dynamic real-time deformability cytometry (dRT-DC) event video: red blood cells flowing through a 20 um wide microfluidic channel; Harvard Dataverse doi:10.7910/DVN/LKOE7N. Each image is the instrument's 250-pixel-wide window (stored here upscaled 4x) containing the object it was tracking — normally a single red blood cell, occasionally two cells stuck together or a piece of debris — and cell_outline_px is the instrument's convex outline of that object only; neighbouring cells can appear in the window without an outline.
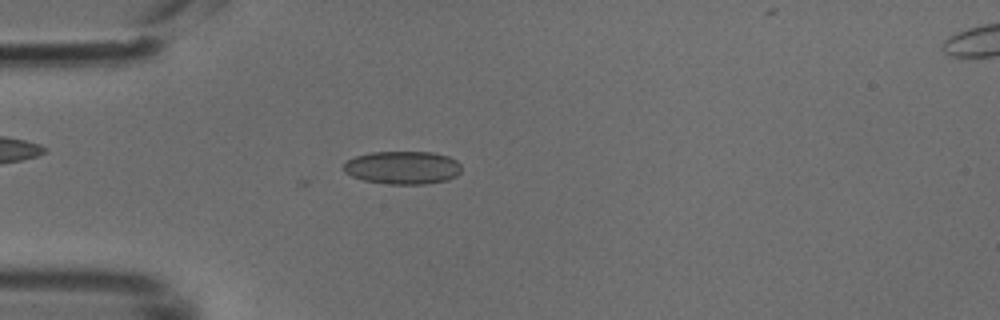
{"species": "common noctule bat (a hibernating species)", "species_latin": "Nyctalus noctula", "temperature_condition": "cold", "stored_images_in_passage": 38, "camera_frame_rate_fps": 3000, "um_per_image_px": 0.085, "animal": {"sex": "male", "body_mass_g": 18.8}, "frame": {"image": 1, "passage_image": 3, "time_ms": 0.667, "image_size_px": [1000, 320], "cell_outline_px": [[460, 172], [456, 176], [448, 180], [424, 184], [388, 184], [364, 180], [352, 176], [344, 172], [344, 164], [348, 160], [356, 156], [372, 152], [432, 152], [448, 156], [456, 160], [460, 164]], "centroid_in_image_um": [34.24, 14.25], "position_along_channel_um": 50.8, "area_um2": 22.66}}
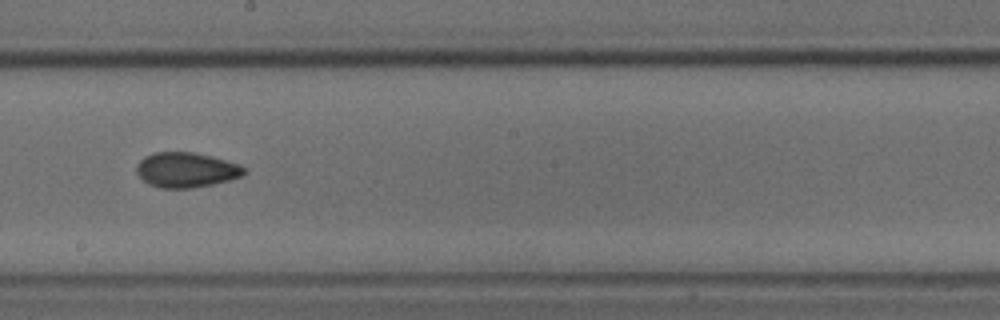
{"frame": {"image": 2, "passage_image": 17, "time_ms": 5.333, "image_size_px": [1000, 320], "cell_outline_px": [[244, 176], [212, 184], [188, 188], [160, 188], [148, 184], [136, 172], [136, 164], [144, 156], [156, 152], [192, 152], [212, 156], [240, 164], [244, 168]], "centroid_in_image_um": [15.81, 14.43], "position_along_channel_um": 232.4, "area_um2": 21.91}}
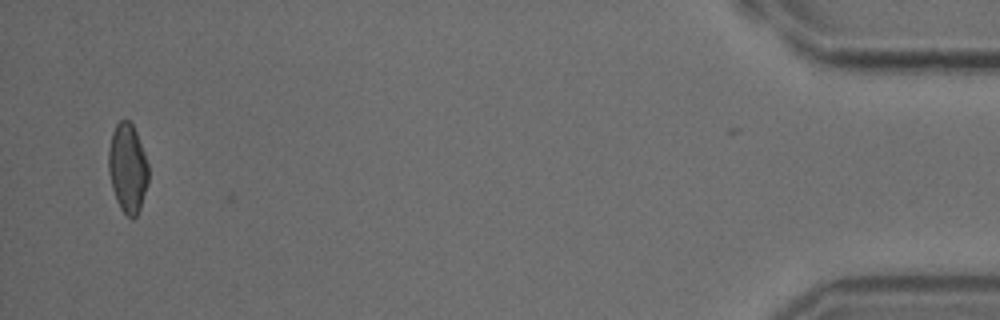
{"frame": {"image": 3, "passage_image": 37, "time_ms": 12.0, "image_size_px": [1000, 320], "cell_outline_px": [[148, 180], [140, 208], [136, 216], [132, 220], [120, 208], [116, 200], [112, 188], [108, 172], [108, 148], [112, 132], [116, 124], [124, 116], [132, 124], [136, 132], [144, 152], [148, 164]], "centroid_in_image_um": [10.83, 14.26], "position_along_channel_um": 424.4, "area_um2": 20.81}}